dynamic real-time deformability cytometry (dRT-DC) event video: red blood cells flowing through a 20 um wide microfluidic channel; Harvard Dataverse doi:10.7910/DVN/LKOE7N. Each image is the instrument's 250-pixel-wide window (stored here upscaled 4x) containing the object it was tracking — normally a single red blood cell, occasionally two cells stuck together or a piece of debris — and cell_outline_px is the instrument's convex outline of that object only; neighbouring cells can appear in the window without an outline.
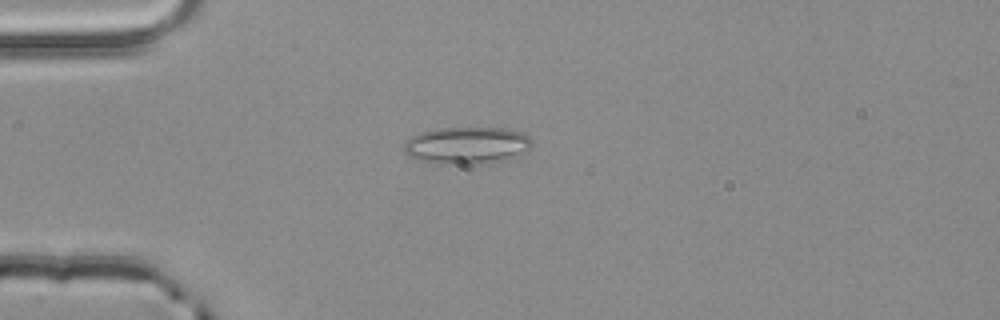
{"species": "common noctule bat (a hibernating species)", "species_latin": "Nyctalus noctula", "temperature_condition": "room temperature", "stored_images_in_passage": 1, "camera_frame_rate_fps": 3000, "um_per_image_px": 0.085, "animal": {"sex": "male", "body_mass_g": 20.4}, "frame": {"image": 1, "passage_image": 1, "time_ms": 0.0, "image_size_px": [1000, 320], "cell_outline_px": [[532, 148], [528, 152], [500, 160], [460, 164], [440, 164], [420, 160], [408, 156], [404, 152], [404, 144], [412, 136], [420, 132], [436, 128], [504, 128], [520, 132], [528, 136], [532, 140]], "centroid_in_image_um": [39.67, 12.34], "position_along_channel_um": 45.3, "area_um2": 27.46}}